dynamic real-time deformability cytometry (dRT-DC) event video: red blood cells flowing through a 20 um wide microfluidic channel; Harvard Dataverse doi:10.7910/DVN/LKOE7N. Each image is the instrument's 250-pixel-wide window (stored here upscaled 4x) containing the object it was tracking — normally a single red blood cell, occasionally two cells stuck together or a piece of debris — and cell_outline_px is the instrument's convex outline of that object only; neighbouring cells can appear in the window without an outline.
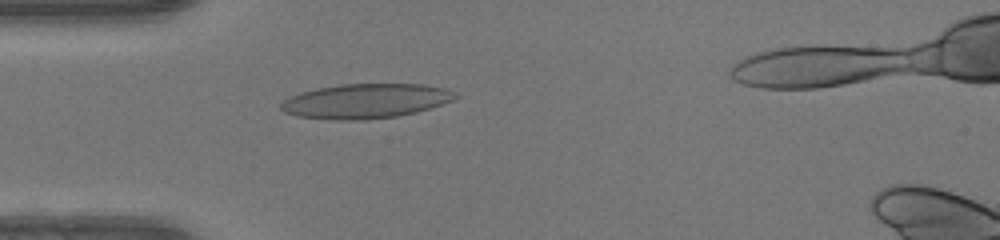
{"species": "human", "species_latin": "Homo sapiens", "temperature_condition": "warm", "stored_images_in_passage": 47, "camera_frame_rate_fps": 3000, "um_per_image_px": 0.085, "donor": {"sex": "female"}, "frame": {"image": 1, "passage_image": 14, "time_ms": 4.333, "image_size_px": [1000, 240], "cell_outline_px": [[460, 96], [452, 100], [416, 112], [396, 116], [368, 120], [332, 120], [296, 116], [284, 112], [280, 108], [280, 104], [288, 96], [300, 92], [316, 88], [340, 84], [424, 84], [444, 88], [456, 92]], "centroid_in_image_um": [31.04, 8.59], "position_along_channel_um": 54.0, "area_um2": 35.37}}
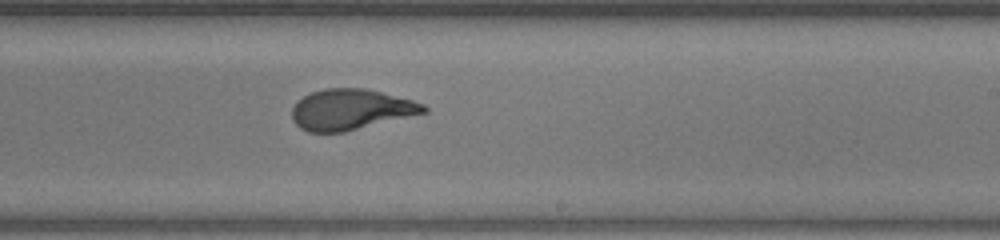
{"frame": {"image": 2, "passage_image": 29, "time_ms": 9.333, "image_size_px": [1000, 240], "cell_outline_px": [[428, 112], [344, 132], [308, 132], [300, 128], [292, 120], [292, 108], [296, 100], [312, 92], [324, 88], [364, 88], [412, 100], [424, 104], [428, 108]], "centroid_in_image_um": [29.8, 9.31], "position_along_channel_um": 259.2, "area_um2": 31.21}}
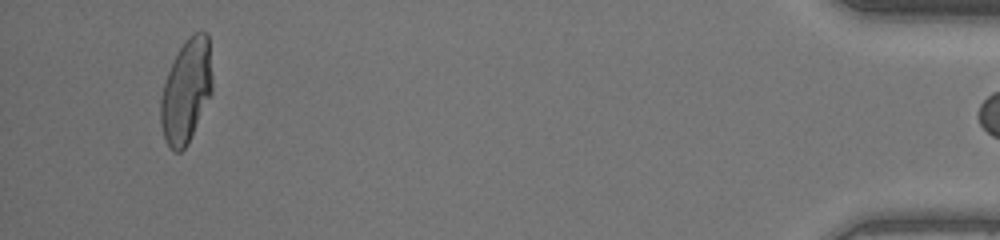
{"frame": {"image": 3, "passage_image": 46, "time_ms": 15.0, "image_size_px": [1000, 240], "cell_outline_px": [[212, 92], [188, 144], [180, 152], [172, 152], [168, 148], [164, 140], [160, 124], [160, 96], [168, 72], [180, 48], [188, 36], [196, 32], [208, 32], [212, 76]], "centroid_in_image_um": [15.82, 7.78], "position_along_channel_um": 419.4, "area_um2": 31.33}}